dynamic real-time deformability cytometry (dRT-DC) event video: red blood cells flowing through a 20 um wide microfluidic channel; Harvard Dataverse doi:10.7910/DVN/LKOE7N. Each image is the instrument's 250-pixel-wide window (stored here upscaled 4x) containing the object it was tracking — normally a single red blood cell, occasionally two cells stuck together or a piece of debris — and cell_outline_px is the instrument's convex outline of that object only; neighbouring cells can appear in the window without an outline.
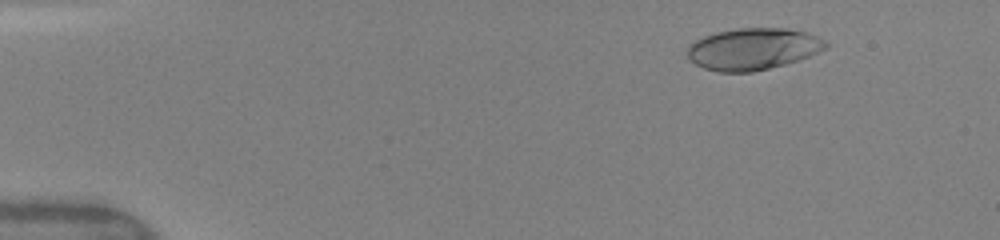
{"species": "human", "species_latin": "Homo sapiens", "temperature_condition": "warm", "stored_images_in_passage": 38, "camera_frame_rate_fps": 3000, "um_per_image_px": 0.085, "donor": {"sex": "female"}, "frame": {"image": 1, "passage_image": 5, "time_ms": 1.333, "image_size_px": [1000, 240], "cell_outline_px": [[828, 48], [808, 56], [784, 64], [752, 72], [720, 72], [704, 68], [696, 64], [688, 56], [688, 44], [704, 36], [716, 32], [740, 28], [784, 28], [804, 32], [816, 36], [824, 40], [828, 44]], "centroid_in_image_um": [63.99, 4.16], "position_along_channel_um": 21.0, "area_um2": 33.29}}
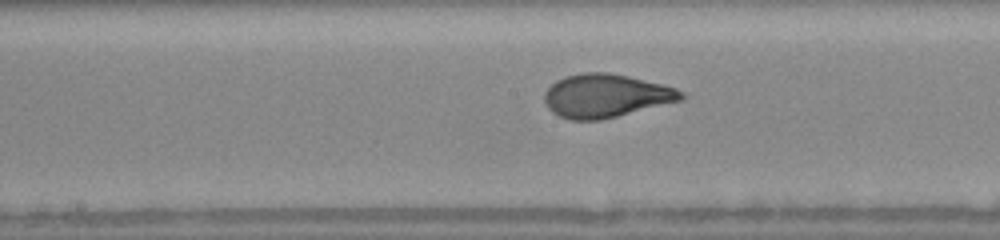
{"frame": {"image": 2, "passage_image": 20, "time_ms": 8.0, "image_size_px": [1000, 240], "cell_outline_px": [[688, 96], [684, 100], [600, 120], [568, 120], [552, 112], [548, 108], [544, 100], [544, 92], [556, 80], [564, 76], [584, 72], [608, 72], [628, 76], [676, 88], [684, 92]], "centroid_in_image_um": [51.51, 8.14], "position_along_channel_um": 196.7, "area_um2": 34.74}}
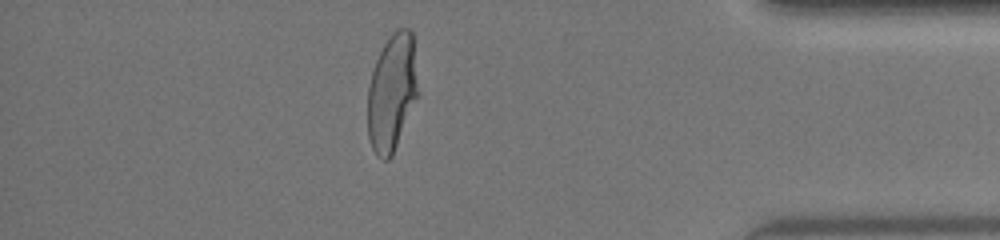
{"frame": {"image": 3, "passage_image": 35, "time_ms": 13.667, "image_size_px": [1000, 240], "cell_outline_px": [[420, 96], [392, 156], [388, 160], [384, 160], [376, 156], [372, 148], [368, 136], [368, 88], [372, 72], [376, 60], [384, 44], [392, 32], [396, 28], [408, 28], [412, 32]], "centroid_in_image_um": [33.35, 7.88], "position_along_channel_um": 401.9, "area_um2": 35.03}, "authors_computed_cell_mechanics": {"area_um2": 34.0731, "velocity_mm_per_s": 4.1504, "shape_relaxation_time_tau1_ms": 3.5468, "shape_relaxation_time_tau2_ms": null, "deformation_change_tau1": 0.1931, "deformation_change_tau2": null}}